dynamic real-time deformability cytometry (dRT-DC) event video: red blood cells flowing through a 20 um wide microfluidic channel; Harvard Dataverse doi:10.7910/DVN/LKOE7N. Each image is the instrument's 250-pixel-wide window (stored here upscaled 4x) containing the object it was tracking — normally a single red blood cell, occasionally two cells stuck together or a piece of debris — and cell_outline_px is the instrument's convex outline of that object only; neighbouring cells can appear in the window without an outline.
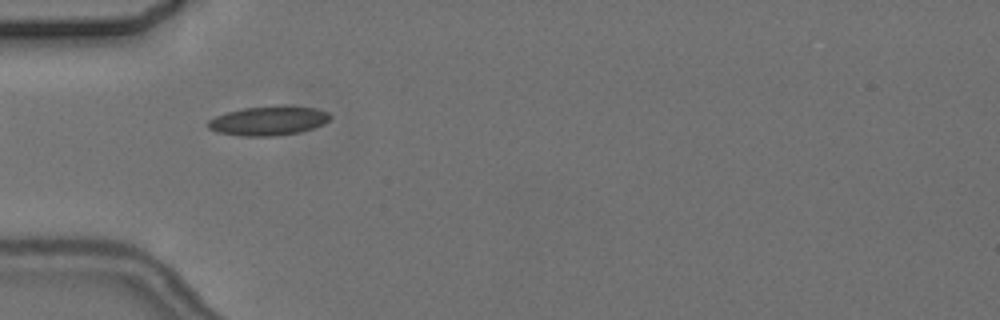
{"species": "common noctule bat (a hibernating species)", "species_latin": "Nyctalus noctula", "temperature_condition": "cold", "stored_images_in_passage": 9, "camera_frame_rate_fps": 3000, "um_per_image_px": 0.085, "animal": {"sex": "female", "body_mass_g": 24.6, "forearm_length_mm": 56.2}, "frame": {"image": 1, "passage_image": 3, "time_ms": 5.667, "image_size_px": [1000, 320], "cell_outline_px": [[332, 116], [324, 124], [300, 132], [276, 136], [240, 136], [216, 132], [208, 128], [204, 124], [208, 120], [216, 116], [228, 112], [244, 108], [280, 104], [288, 104], [316, 108], [328, 112]], "centroid_in_image_um": [22.82, 10.25], "position_along_channel_um": 62.2, "area_um2": 21.33}}
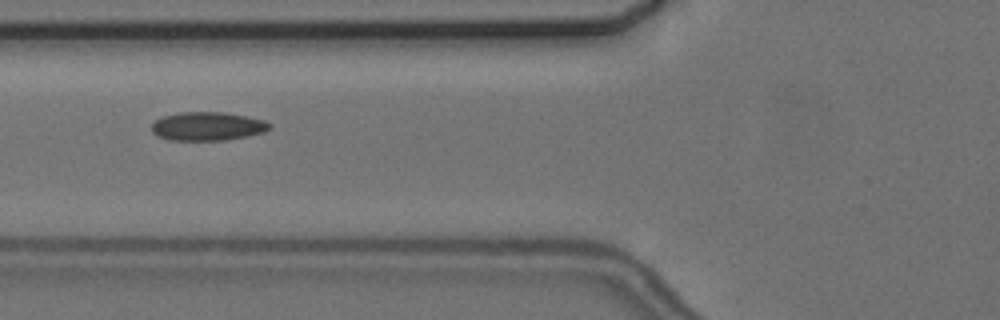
{"frame": {"image": 2, "passage_image": 4, "time_ms": 7.0, "image_size_px": [1000, 320], "cell_outline_px": [[272, 128], [264, 132], [248, 136], [224, 140], [168, 140], [156, 136], [152, 132], [152, 124], [156, 120], [164, 116], [180, 112], [224, 112], [248, 116], [264, 120], [272, 124]], "centroid_in_image_um": [17.67, 10.73], "position_along_channel_um": 108.1, "area_um2": 19.83}}
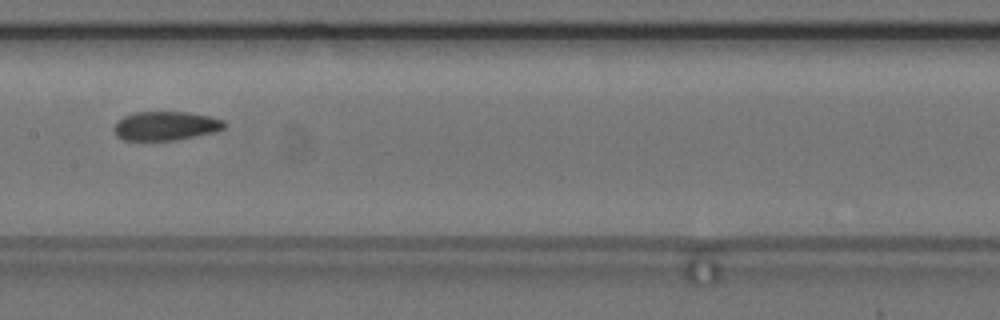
{"frame": {"image": 3, "passage_image": 6, "time_ms": 9.333, "image_size_px": [1000, 320], "cell_outline_px": [[228, 124], [224, 128], [216, 132], [176, 140], [124, 140], [116, 136], [112, 128], [116, 120], [124, 116], [136, 112], [188, 112], [208, 116], [224, 120]], "centroid_in_image_um": [14.07, 10.7], "position_along_channel_um": 193.3, "area_um2": 18.84}}